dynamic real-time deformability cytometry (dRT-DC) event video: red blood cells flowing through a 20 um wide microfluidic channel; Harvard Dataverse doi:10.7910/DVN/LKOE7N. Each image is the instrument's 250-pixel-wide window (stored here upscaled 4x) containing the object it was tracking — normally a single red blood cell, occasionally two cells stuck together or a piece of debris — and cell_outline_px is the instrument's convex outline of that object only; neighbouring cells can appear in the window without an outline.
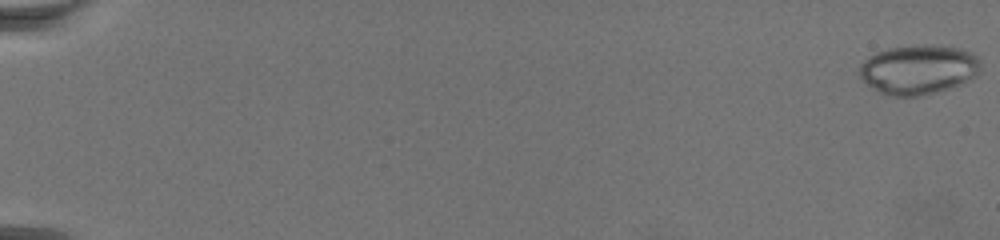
{"species": "common noctule bat (a hibernating species)", "species_latin": "Nyctalus noctula", "temperature_condition": "warm", "stored_images_in_passage": 73, "camera_frame_rate_fps": 3000, "um_per_image_px": 0.085, "animal": {"sex": "female", "body_mass_g": 19.5, "forearm_length_mm": 54.1}, "frame": {"image": 1, "passage_image": 1, "time_ms": 0.0, "image_size_px": [1000, 240], "cell_outline_px": [[980, 72], [976, 76], [960, 84], [940, 92], [920, 96], [892, 96], [880, 92], [872, 88], [860, 76], [860, 64], [864, 60], [876, 52], [888, 48], [924, 44], [932, 44], [960, 48], [972, 52], [980, 56]], "centroid_in_image_um": [78.12, 5.9], "position_along_channel_um": 6.9, "area_um2": 35.32}}
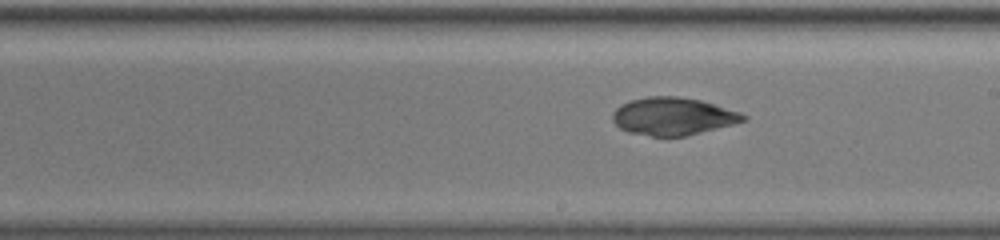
{"frame": {"image": 2, "passage_image": 45, "time_ms": 14.667, "image_size_px": [1000, 240], "cell_outline_px": [[748, 120], [684, 136], [652, 136], [628, 132], [620, 128], [612, 120], [612, 112], [620, 104], [632, 100], [648, 96], [676, 96], [700, 100], [740, 112], [748, 116]], "centroid_in_image_um": [57.18, 9.88], "position_along_channel_um": 231.8, "area_um2": 28.5}}
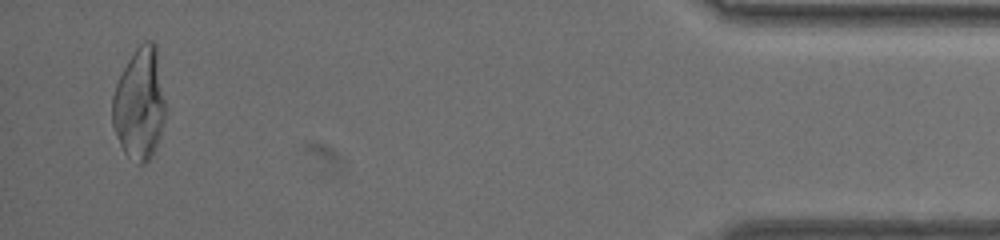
{"frame": {"image": 3, "passage_image": 71, "time_ms": 23.333, "image_size_px": [1000, 240], "cell_outline_px": [[164, 120], [160, 136], [156, 148], [152, 156], [144, 164], [136, 164], [124, 152], [116, 136], [112, 124], [112, 96], [116, 84], [128, 60], [136, 48], [144, 40], [152, 40], [156, 44], [164, 100]], "centroid_in_image_um": [11.85, 8.85], "position_along_channel_um": 423.4, "area_um2": 34.51}}